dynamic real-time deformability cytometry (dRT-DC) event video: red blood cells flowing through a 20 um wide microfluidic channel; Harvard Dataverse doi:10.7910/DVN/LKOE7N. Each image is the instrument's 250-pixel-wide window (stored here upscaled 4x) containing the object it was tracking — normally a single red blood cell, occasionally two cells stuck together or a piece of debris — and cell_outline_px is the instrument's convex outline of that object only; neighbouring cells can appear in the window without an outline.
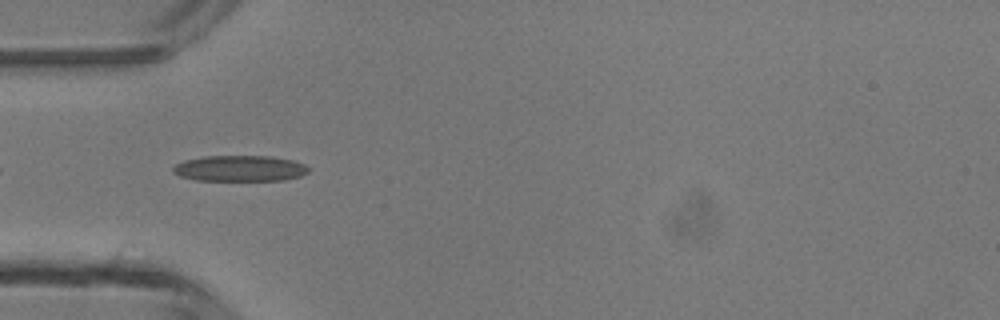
{"species": "common noctule bat (a hibernating species)", "species_latin": "Nyctalus noctula", "temperature_condition": "room temperature", "stored_images_in_passage": 4, "camera_frame_rate_fps": 3000, "um_per_image_px": 0.085, "animal": {"sex": "male", "body_mass_g": 13.3}, "frame": {"image": 1, "passage_image": 4, "time_ms": 4.333, "image_size_px": [1000, 320], "cell_outline_px": [[308, 172], [300, 176], [284, 180], [196, 180], [180, 176], [172, 172], [172, 168], [176, 164], [184, 160], [204, 156], [272, 156], [292, 160], [304, 164], [308, 168]], "centroid_in_image_um": [20.37, 14.31], "position_along_channel_um": 64.6, "area_um2": 20.4}}